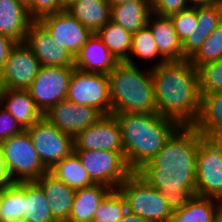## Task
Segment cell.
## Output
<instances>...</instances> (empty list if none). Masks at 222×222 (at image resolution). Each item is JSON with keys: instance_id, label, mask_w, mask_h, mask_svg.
Returning a JSON list of instances; mask_svg holds the SVG:
<instances>
[{"instance_id": "obj_1", "label": "cell", "mask_w": 222, "mask_h": 222, "mask_svg": "<svg viewBox=\"0 0 222 222\" xmlns=\"http://www.w3.org/2000/svg\"><path fill=\"white\" fill-rule=\"evenodd\" d=\"M199 134L194 126H180L137 172L164 195L171 212L182 209L196 195Z\"/></svg>"}, {"instance_id": "obj_2", "label": "cell", "mask_w": 222, "mask_h": 222, "mask_svg": "<svg viewBox=\"0 0 222 222\" xmlns=\"http://www.w3.org/2000/svg\"><path fill=\"white\" fill-rule=\"evenodd\" d=\"M157 113L193 126L200 113L197 68L189 60L169 61L151 68Z\"/></svg>"}, {"instance_id": "obj_3", "label": "cell", "mask_w": 222, "mask_h": 222, "mask_svg": "<svg viewBox=\"0 0 222 222\" xmlns=\"http://www.w3.org/2000/svg\"><path fill=\"white\" fill-rule=\"evenodd\" d=\"M113 115L120 126L124 158L132 172H138L150 162L180 127L159 113Z\"/></svg>"}, {"instance_id": "obj_4", "label": "cell", "mask_w": 222, "mask_h": 222, "mask_svg": "<svg viewBox=\"0 0 222 222\" xmlns=\"http://www.w3.org/2000/svg\"><path fill=\"white\" fill-rule=\"evenodd\" d=\"M119 62L108 74L112 114L157 113L151 68Z\"/></svg>"}, {"instance_id": "obj_5", "label": "cell", "mask_w": 222, "mask_h": 222, "mask_svg": "<svg viewBox=\"0 0 222 222\" xmlns=\"http://www.w3.org/2000/svg\"><path fill=\"white\" fill-rule=\"evenodd\" d=\"M127 210L148 222H169L172 215L164 195L133 172L118 188Z\"/></svg>"}, {"instance_id": "obj_6", "label": "cell", "mask_w": 222, "mask_h": 222, "mask_svg": "<svg viewBox=\"0 0 222 222\" xmlns=\"http://www.w3.org/2000/svg\"><path fill=\"white\" fill-rule=\"evenodd\" d=\"M0 148L12 182L36 181L49 171L43 165L26 129L2 141Z\"/></svg>"}, {"instance_id": "obj_7", "label": "cell", "mask_w": 222, "mask_h": 222, "mask_svg": "<svg viewBox=\"0 0 222 222\" xmlns=\"http://www.w3.org/2000/svg\"><path fill=\"white\" fill-rule=\"evenodd\" d=\"M196 195L222 198V144L215 136L199 134L196 162Z\"/></svg>"}, {"instance_id": "obj_8", "label": "cell", "mask_w": 222, "mask_h": 222, "mask_svg": "<svg viewBox=\"0 0 222 222\" xmlns=\"http://www.w3.org/2000/svg\"><path fill=\"white\" fill-rule=\"evenodd\" d=\"M66 100L93 107L102 115L112 114L108 74L85 72L74 67Z\"/></svg>"}, {"instance_id": "obj_9", "label": "cell", "mask_w": 222, "mask_h": 222, "mask_svg": "<svg viewBox=\"0 0 222 222\" xmlns=\"http://www.w3.org/2000/svg\"><path fill=\"white\" fill-rule=\"evenodd\" d=\"M75 152L95 184H103L115 190L133 173L127 165L124 152L110 150Z\"/></svg>"}, {"instance_id": "obj_10", "label": "cell", "mask_w": 222, "mask_h": 222, "mask_svg": "<svg viewBox=\"0 0 222 222\" xmlns=\"http://www.w3.org/2000/svg\"><path fill=\"white\" fill-rule=\"evenodd\" d=\"M74 67L41 66L26 89L36 107L44 114L50 107L66 100L69 81Z\"/></svg>"}, {"instance_id": "obj_11", "label": "cell", "mask_w": 222, "mask_h": 222, "mask_svg": "<svg viewBox=\"0 0 222 222\" xmlns=\"http://www.w3.org/2000/svg\"><path fill=\"white\" fill-rule=\"evenodd\" d=\"M26 130L43 165L49 171L74 151L73 137L61 132L44 117Z\"/></svg>"}, {"instance_id": "obj_12", "label": "cell", "mask_w": 222, "mask_h": 222, "mask_svg": "<svg viewBox=\"0 0 222 222\" xmlns=\"http://www.w3.org/2000/svg\"><path fill=\"white\" fill-rule=\"evenodd\" d=\"M40 67L39 60L25 42L16 43L0 70V89L26 90Z\"/></svg>"}, {"instance_id": "obj_13", "label": "cell", "mask_w": 222, "mask_h": 222, "mask_svg": "<svg viewBox=\"0 0 222 222\" xmlns=\"http://www.w3.org/2000/svg\"><path fill=\"white\" fill-rule=\"evenodd\" d=\"M74 151L110 150L123 152L121 129L113 114L103 115L74 138Z\"/></svg>"}, {"instance_id": "obj_14", "label": "cell", "mask_w": 222, "mask_h": 222, "mask_svg": "<svg viewBox=\"0 0 222 222\" xmlns=\"http://www.w3.org/2000/svg\"><path fill=\"white\" fill-rule=\"evenodd\" d=\"M103 115L93 107L62 100L50 107L43 117L61 132L73 138Z\"/></svg>"}, {"instance_id": "obj_15", "label": "cell", "mask_w": 222, "mask_h": 222, "mask_svg": "<svg viewBox=\"0 0 222 222\" xmlns=\"http://www.w3.org/2000/svg\"><path fill=\"white\" fill-rule=\"evenodd\" d=\"M39 22L74 58L93 34L66 10L42 17Z\"/></svg>"}, {"instance_id": "obj_16", "label": "cell", "mask_w": 222, "mask_h": 222, "mask_svg": "<svg viewBox=\"0 0 222 222\" xmlns=\"http://www.w3.org/2000/svg\"><path fill=\"white\" fill-rule=\"evenodd\" d=\"M25 44L32 50L41 66L74 67V57L39 22L33 21L28 28Z\"/></svg>"}, {"instance_id": "obj_17", "label": "cell", "mask_w": 222, "mask_h": 222, "mask_svg": "<svg viewBox=\"0 0 222 222\" xmlns=\"http://www.w3.org/2000/svg\"><path fill=\"white\" fill-rule=\"evenodd\" d=\"M119 63L97 34L93 33L74 58V67L92 73L109 74Z\"/></svg>"}, {"instance_id": "obj_18", "label": "cell", "mask_w": 222, "mask_h": 222, "mask_svg": "<svg viewBox=\"0 0 222 222\" xmlns=\"http://www.w3.org/2000/svg\"><path fill=\"white\" fill-rule=\"evenodd\" d=\"M36 182L45 193L53 218L57 222H67L75 196V189L57 179L49 171L38 178Z\"/></svg>"}, {"instance_id": "obj_19", "label": "cell", "mask_w": 222, "mask_h": 222, "mask_svg": "<svg viewBox=\"0 0 222 222\" xmlns=\"http://www.w3.org/2000/svg\"><path fill=\"white\" fill-rule=\"evenodd\" d=\"M197 27L182 43L183 61L189 60L222 23V4L196 7Z\"/></svg>"}, {"instance_id": "obj_20", "label": "cell", "mask_w": 222, "mask_h": 222, "mask_svg": "<svg viewBox=\"0 0 222 222\" xmlns=\"http://www.w3.org/2000/svg\"><path fill=\"white\" fill-rule=\"evenodd\" d=\"M0 105L24 128L39 121L43 114L27 90L0 89Z\"/></svg>"}, {"instance_id": "obj_21", "label": "cell", "mask_w": 222, "mask_h": 222, "mask_svg": "<svg viewBox=\"0 0 222 222\" xmlns=\"http://www.w3.org/2000/svg\"><path fill=\"white\" fill-rule=\"evenodd\" d=\"M147 25L156 41L159 53L169 61H183L182 42L179 40L170 17L151 14Z\"/></svg>"}, {"instance_id": "obj_22", "label": "cell", "mask_w": 222, "mask_h": 222, "mask_svg": "<svg viewBox=\"0 0 222 222\" xmlns=\"http://www.w3.org/2000/svg\"><path fill=\"white\" fill-rule=\"evenodd\" d=\"M33 20L28 10L17 0H0V33L16 43L25 42Z\"/></svg>"}, {"instance_id": "obj_23", "label": "cell", "mask_w": 222, "mask_h": 222, "mask_svg": "<svg viewBox=\"0 0 222 222\" xmlns=\"http://www.w3.org/2000/svg\"><path fill=\"white\" fill-rule=\"evenodd\" d=\"M112 190L103 184L76 189L67 222H92L100 203Z\"/></svg>"}, {"instance_id": "obj_24", "label": "cell", "mask_w": 222, "mask_h": 222, "mask_svg": "<svg viewBox=\"0 0 222 222\" xmlns=\"http://www.w3.org/2000/svg\"><path fill=\"white\" fill-rule=\"evenodd\" d=\"M66 11L95 34L111 19V6L107 0H79Z\"/></svg>"}, {"instance_id": "obj_25", "label": "cell", "mask_w": 222, "mask_h": 222, "mask_svg": "<svg viewBox=\"0 0 222 222\" xmlns=\"http://www.w3.org/2000/svg\"><path fill=\"white\" fill-rule=\"evenodd\" d=\"M222 215L219 200L195 195L169 222H216Z\"/></svg>"}, {"instance_id": "obj_26", "label": "cell", "mask_w": 222, "mask_h": 222, "mask_svg": "<svg viewBox=\"0 0 222 222\" xmlns=\"http://www.w3.org/2000/svg\"><path fill=\"white\" fill-rule=\"evenodd\" d=\"M200 95V113L193 126L203 135L215 136L222 132V92Z\"/></svg>"}, {"instance_id": "obj_27", "label": "cell", "mask_w": 222, "mask_h": 222, "mask_svg": "<svg viewBox=\"0 0 222 222\" xmlns=\"http://www.w3.org/2000/svg\"><path fill=\"white\" fill-rule=\"evenodd\" d=\"M151 14L150 1H131L111 6L110 20L133 34L147 25Z\"/></svg>"}, {"instance_id": "obj_28", "label": "cell", "mask_w": 222, "mask_h": 222, "mask_svg": "<svg viewBox=\"0 0 222 222\" xmlns=\"http://www.w3.org/2000/svg\"><path fill=\"white\" fill-rule=\"evenodd\" d=\"M132 57L136 59L139 58V60L141 59L140 61H150V68L157 67L160 64L168 62L159 53L156 41L148 25L140 28L138 31L132 34V46L129 53V58L125 62L132 65H138L136 62H134Z\"/></svg>"}, {"instance_id": "obj_29", "label": "cell", "mask_w": 222, "mask_h": 222, "mask_svg": "<svg viewBox=\"0 0 222 222\" xmlns=\"http://www.w3.org/2000/svg\"><path fill=\"white\" fill-rule=\"evenodd\" d=\"M23 220L27 222H57L50 212L43 189L36 181H25Z\"/></svg>"}, {"instance_id": "obj_30", "label": "cell", "mask_w": 222, "mask_h": 222, "mask_svg": "<svg viewBox=\"0 0 222 222\" xmlns=\"http://www.w3.org/2000/svg\"><path fill=\"white\" fill-rule=\"evenodd\" d=\"M49 172L75 190L95 184L83 168L75 151L57 163Z\"/></svg>"}, {"instance_id": "obj_31", "label": "cell", "mask_w": 222, "mask_h": 222, "mask_svg": "<svg viewBox=\"0 0 222 222\" xmlns=\"http://www.w3.org/2000/svg\"><path fill=\"white\" fill-rule=\"evenodd\" d=\"M96 34L119 62L129 58L132 33L110 20Z\"/></svg>"}, {"instance_id": "obj_32", "label": "cell", "mask_w": 222, "mask_h": 222, "mask_svg": "<svg viewBox=\"0 0 222 222\" xmlns=\"http://www.w3.org/2000/svg\"><path fill=\"white\" fill-rule=\"evenodd\" d=\"M24 201L25 181L13 182L5 187L0 211V222L23 220Z\"/></svg>"}, {"instance_id": "obj_33", "label": "cell", "mask_w": 222, "mask_h": 222, "mask_svg": "<svg viewBox=\"0 0 222 222\" xmlns=\"http://www.w3.org/2000/svg\"><path fill=\"white\" fill-rule=\"evenodd\" d=\"M127 211L124 197L115 189L100 203L94 213L92 222H116L122 218Z\"/></svg>"}, {"instance_id": "obj_34", "label": "cell", "mask_w": 222, "mask_h": 222, "mask_svg": "<svg viewBox=\"0 0 222 222\" xmlns=\"http://www.w3.org/2000/svg\"><path fill=\"white\" fill-rule=\"evenodd\" d=\"M222 58V23L206 38L199 50L189 59L196 68Z\"/></svg>"}, {"instance_id": "obj_35", "label": "cell", "mask_w": 222, "mask_h": 222, "mask_svg": "<svg viewBox=\"0 0 222 222\" xmlns=\"http://www.w3.org/2000/svg\"><path fill=\"white\" fill-rule=\"evenodd\" d=\"M199 92H222V58L197 68Z\"/></svg>"}, {"instance_id": "obj_36", "label": "cell", "mask_w": 222, "mask_h": 222, "mask_svg": "<svg viewBox=\"0 0 222 222\" xmlns=\"http://www.w3.org/2000/svg\"><path fill=\"white\" fill-rule=\"evenodd\" d=\"M179 40L183 43L196 30V7H189L170 16Z\"/></svg>"}, {"instance_id": "obj_37", "label": "cell", "mask_w": 222, "mask_h": 222, "mask_svg": "<svg viewBox=\"0 0 222 222\" xmlns=\"http://www.w3.org/2000/svg\"><path fill=\"white\" fill-rule=\"evenodd\" d=\"M152 14L170 17L190 7L188 0H150Z\"/></svg>"}, {"instance_id": "obj_38", "label": "cell", "mask_w": 222, "mask_h": 222, "mask_svg": "<svg viewBox=\"0 0 222 222\" xmlns=\"http://www.w3.org/2000/svg\"><path fill=\"white\" fill-rule=\"evenodd\" d=\"M23 130L24 128L15 118L0 105V143Z\"/></svg>"}, {"instance_id": "obj_39", "label": "cell", "mask_w": 222, "mask_h": 222, "mask_svg": "<svg viewBox=\"0 0 222 222\" xmlns=\"http://www.w3.org/2000/svg\"><path fill=\"white\" fill-rule=\"evenodd\" d=\"M61 0H33L32 20L39 21L42 17L63 11Z\"/></svg>"}, {"instance_id": "obj_40", "label": "cell", "mask_w": 222, "mask_h": 222, "mask_svg": "<svg viewBox=\"0 0 222 222\" xmlns=\"http://www.w3.org/2000/svg\"><path fill=\"white\" fill-rule=\"evenodd\" d=\"M15 44L14 40L0 33V70L4 67L9 52Z\"/></svg>"}, {"instance_id": "obj_41", "label": "cell", "mask_w": 222, "mask_h": 222, "mask_svg": "<svg viewBox=\"0 0 222 222\" xmlns=\"http://www.w3.org/2000/svg\"><path fill=\"white\" fill-rule=\"evenodd\" d=\"M12 183L13 182L7 173L2 150L0 148V189H4L5 187H7L8 185Z\"/></svg>"}, {"instance_id": "obj_42", "label": "cell", "mask_w": 222, "mask_h": 222, "mask_svg": "<svg viewBox=\"0 0 222 222\" xmlns=\"http://www.w3.org/2000/svg\"><path fill=\"white\" fill-rule=\"evenodd\" d=\"M190 7L212 6L222 4V0H188Z\"/></svg>"}, {"instance_id": "obj_43", "label": "cell", "mask_w": 222, "mask_h": 222, "mask_svg": "<svg viewBox=\"0 0 222 222\" xmlns=\"http://www.w3.org/2000/svg\"><path fill=\"white\" fill-rule=\"evenodd\" d=\"M116 222H148V221L137 214L127 211L126 214Z\"/></svg>"}, {"instance_id": "obj_44", "label": "cell", "mask_w": 222, "mask_h": 222, "mask_svg": "<svg viewBox=\"0 0 222 222\" xmlns=\"http://www.w3.org/2000/svg\"><path fill=\"white\" fill-rule=\"evenodd\" d=\"M17 1L28 10L29 15L32 19V3H33V0H17Z\"/></svg>"}, {"instance_id": "obj_45", "label": "cell", "mask_w": 222, "mask_h": 222, "mask_svg": "<svg viewBox=\"0 0 222 222\" xmlns=\"http://www.w3.org/2000/svg\"><path fill=\"white\" fill-rule=\"evenodd\" d=\"M107 1L109 2L110 6H115L131 1H150V0H107Z\"/></svg>"}, {"instance_id": "obj_46", "label": "cell", "mask_w": 222, "mask_h": 222, "mask_svg": "<svg viewBox=\"0 0 222 222\" xmlns=\"http://www.w3.org/2000/svg\"><path fill=\"white\" fill-rule=\"evenodd\" d=\"M79 0H61L63 9L66 10L70 5L74 4L75 2H77Z\"/></svg>"}, {"instance_id": "obj_47", "label": "cell", "mask_w": 222, "mask_h": 222, "mask_svg": "<svg viewBox=\"0 0 222 222\" xmlns=\"http://www.w3.org/2000/svg\"><path fill=\"white\" fill-rule=\"evenodd\" d=\"M3 197H4V189H0V211H1Z\"/></svg>"}, {"instance_id": "obj_48", "label": "cell", "mask_w": 222, "mask_h": 222, "mask_svg": "<svg viewBox=\"0 0 222 222\" xmlns=\"http://www.w3.org/2000/svg\"><path fill=\"white\" fill-rule=\"evenodd\" d=\"M215 137L222 144V132H219L218 134H216Z\"/></svg>"}, {"instance_id": "obj_49", "label": "cell", "mask_w": 222, "mask_h": 222, "mask_svg": "<svg viewBox=\"0 0 222 222\" xmlns=\"http://www.w3.org/2000/svg\"><path fill=\"white\" fill-rule=\"evenodd\" d=\"M220 206H221V210H222V198L219 200Z\"/></svg>"}, {"instance_id": "obj_50", "label": "cell", "mask_w": 222, "mask_h": 222, "mask_svg": "<svg viewBox=\"0 0 222 222\" xmlns=\"http://www.w3.org/2000/svg\"><path fill=\"white\" fill-rule=\"evenodd\" d=\"M216 222H222V215Z\"/></svg>"}]
</instances>
